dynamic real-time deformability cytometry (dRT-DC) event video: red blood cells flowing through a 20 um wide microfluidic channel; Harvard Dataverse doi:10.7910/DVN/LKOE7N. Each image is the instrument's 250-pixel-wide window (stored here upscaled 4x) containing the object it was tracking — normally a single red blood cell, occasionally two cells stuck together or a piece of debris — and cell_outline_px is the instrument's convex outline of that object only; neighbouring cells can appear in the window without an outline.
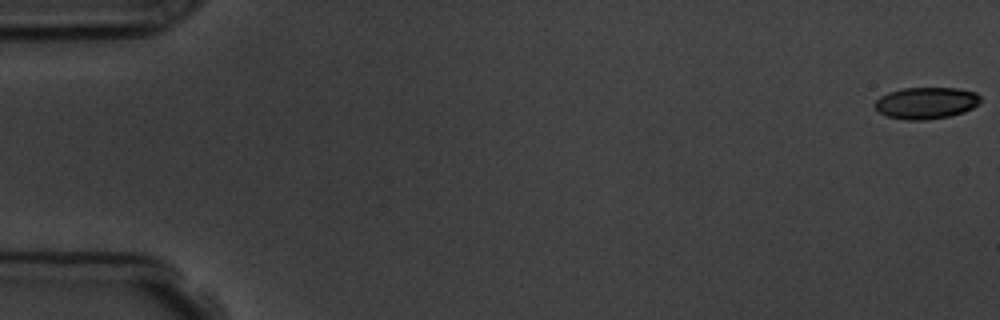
{"species": "common noctule bat (a hibernating species)", "species_latin": "Nyctalus noctula", "temperature_condition": "room temperature", "stored_images_in_passage": 5, "camera_frame_rate_fps": 3000, "um_per_image_px": 0.085, "animal": {"sex": "male", "body_mass_g": 19.5, "forearm_length_mm": 54.6}, "frame": {"image": 1, "passage_image": 1, "time_ms": 0.0, "image_size_px": [1000, 320], "cell_outline_px": [[980, 104], [964, 112], [948, 116], [928, 120], [908, 120], [888, 116], [880, 112], [876, 108], [876, 100], [880, 96], [888, 92], [904, 88], [956, 88], [976, 92], [980, 96]], "centroid_in_image_um": [78.75, 8.75], "position_along_channel_um": 6.2, "area_um2": 19.42}}
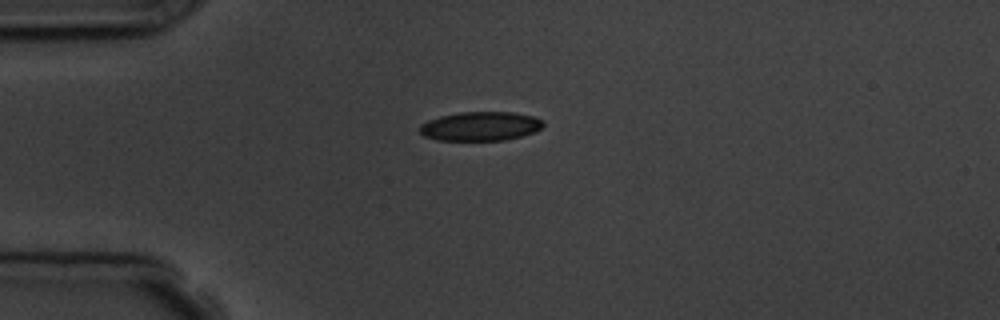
{"frame": {"image": 2, "passage_image": 5, "time_ms": 4.667, "image_size_px": [1000, 320], "cell_outline_px": [[544, 124], [536, 132], [504, 140], [436, 140], [424, 136], [420, 132], [420, 124], [428, 120], [440, 116], [460, 112], [512, 112], [532, 116], [544, 120]], "centroid_in_image_um": [40.83, 10.73], "position_along_channel_um": 44.2, "area_um2": 20.92}}